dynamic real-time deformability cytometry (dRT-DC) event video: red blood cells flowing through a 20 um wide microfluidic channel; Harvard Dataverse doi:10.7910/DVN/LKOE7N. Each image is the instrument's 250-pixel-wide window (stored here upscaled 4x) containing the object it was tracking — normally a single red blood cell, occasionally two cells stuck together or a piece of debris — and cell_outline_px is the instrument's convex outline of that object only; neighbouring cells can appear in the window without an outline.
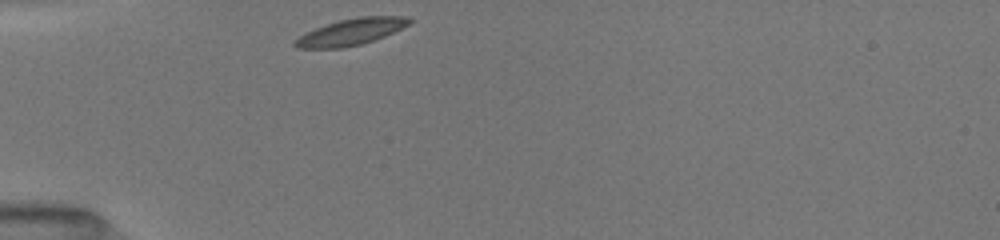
{"species": "common noctule bat (a hibernating species)", "species_latin": "Nyctalus noctula", "temperature_condition": "room temperature", "stored_images_in_passage": 30, "camera_frame_rate_fps": 3000, "um_per_image_px": 0.085, "animal": {"sex": "female", "body_mass_g": 19.5, "forearm_length_mm": 54.1}, "frame": {"image": 1, "passage_image": 1, "time_ms": 0.0, "image_size_px": [1000, 240], "cell_outline_px": [[412, 20], [408, 24], [384, 36], [360, 44], [340, 48], [296, 48], [292, 44], [292, 40], [316, 28], [340, 20], [360, 16], [404, 16]], "centroid_in_image_um": [29.78, 2.71], "position_along_channel_um": 55.2, "area_um2": 17.22}}
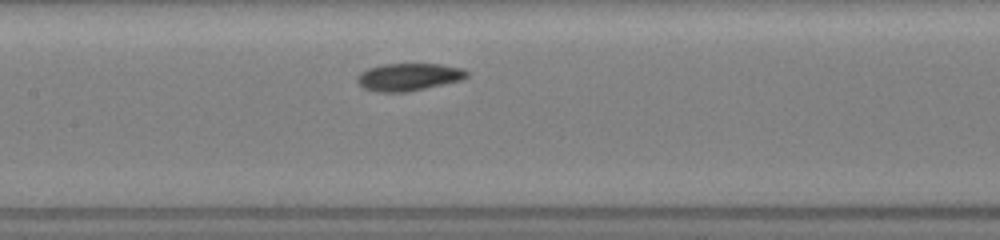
{"frame": {"image": 2, "passage_image": 11, "time_ms": 3.333, "image_size_px": [1000, 240], "cell_outline_px": [[468, 76], [460, 80], [408, 92], [376, 92], [364, 88], [356, 80], [356, 76], [360, 72], [368, 68], [384, 64], [440, 64], [464, 68], [468, 72]], "centroid_in_image_um": [34.72, 6.54], "position_along_channel_um": 172.7, "area_um2": 17.57}}
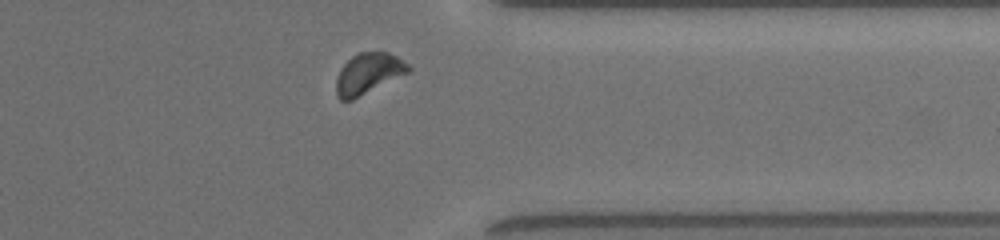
{"frame": {"image": 3, "passage_image": 27, "time_ms": 8.667, "image_size_px": [1000, 240], "cell_outline_px": [[412, 68], [408, 72], [352, 100], [340, 100], [336, 96], [336, 80], [340, 68], [356, 52], [388, 52], [396, 56], [408, 64]], "centroid_in_image_um": [31.27, 6.24], "position_along_channel_um": 380.1, "area_um2": 16.99}, "authors_computed_cell_mechanics": {"area_um2": 17.2244, "velocity_mm_per_s": 3.9461, "shape_relaxation_time_tau1_ms": 1.8623, "shape_relaxation_time_tau2_ms": null, "deformation_change_tau1": 0.0922, "deformation_change_tau2": null}}